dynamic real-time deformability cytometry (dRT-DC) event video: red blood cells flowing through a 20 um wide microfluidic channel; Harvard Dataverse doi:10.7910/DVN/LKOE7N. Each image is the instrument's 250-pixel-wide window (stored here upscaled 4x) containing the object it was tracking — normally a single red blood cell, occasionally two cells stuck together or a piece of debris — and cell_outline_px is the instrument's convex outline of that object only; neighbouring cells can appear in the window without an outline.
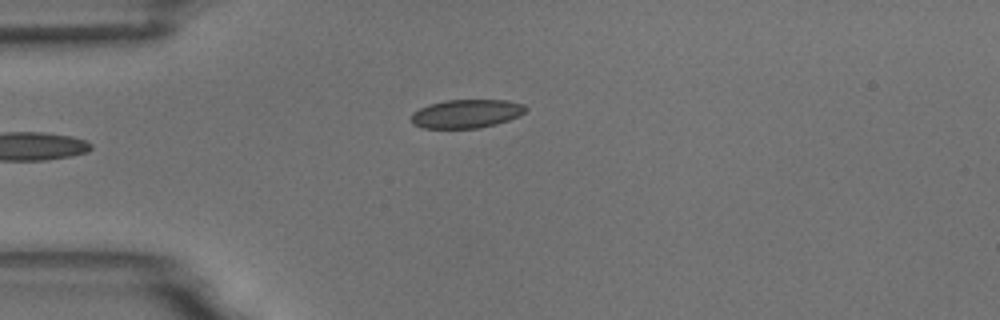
{"species": "common noctule bat (a hibernating species)", "species_latin": "Nyctalus noctula", "temperature_condition": "room temperature", "stored_images_in_passage": 5, "camera_frame_rate_fps": 3000, "um_per_image_px": 0.085, "animal": {"sex": "male", "body_mass_g": 18.8}, "frame": {"image": 1, "passage_image": 5, "time_ms": 5.667, "image_size_px": [1000, 320], "cell_outline_px": [[528, 108], [520, 116], [496, 124], [480, 128], [424, 128], [412, 124], [412, 112], [428, 104], [444, 100], [508, 100], [524, 104]], "centroid_in_image_um": [39.66, 9.66], "position_along_channel_um": 45.3, "area_um2": 19.19}}